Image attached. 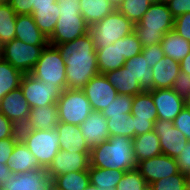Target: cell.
<instances>
[{"label":"cell","instance_id":"obj_59","mask_svg":"<svg viewBox=\"0 0 190 190\" xmlns=\"http://www.w3.org/2000/svg\"><path fill=\"white\" fill-rule=\"evenodd\" d=\"M3 54V44L0 42V58Z\"/></svg>","mask_w":190,"mask_h":190},{"label":"cell","instance_id":"obj_19","mask_svg":"<svg viewBox=\"0 0 190 190\" xmlns=\"http://www.w3.org/2000/svg\"><path fill=\"white\" fill-rule=\"evenodd\" d=\"M79 128L90 149L110 138L106 117L98 111L92 110Z\"/></svg>","mask_w":190,"mask_h":190},{"label":"cell","instance_id":"obj_42","mask_svg":"<svg viewBox=\"0 0 190 190\" xmlns=\"http://www.w3.org/2000/svg\"><path fill=\"white\" fill-rule=\"evenodd\" d=\"M184 101L190 98V74L180 70L171 88Z\"/></svg>","mask_w":190,"mask_h":190},{"label":"cell","instance_id":"obj_23","mask_svg":"<svg viewBox=\"0 0 190 190\" xmlns=\"http://www.w3.org/2000/svg\"><path fill=\"white\" fill-rule=\"evenodd\" d=\"M180 72V63L164 56L152 67L154 89H170Z\"/></svg>","mask_w":190,"mask_h":190},{"label":"cell","instance_id":"obj_30","mask_svg":"<svg viewBox=\"0 0 190 190\" xmlns=\"http://www.w3.org/2000/svg\"><path fill=\"white\" fill-rule=\"evenodd\" d=\"M60 13L59 1H56L53 6L37 7L32 12L37 27L47 39L52 36Z\"/></svg>","mask_w":190,"mask_h":190},{"label":"cell","instance_id":"obj_39","mask_svg":"<svg viewBox=\"0 0 190 190\" xmlns=\"http://www.w3.org/2000/svg\"><path fill=\"white\" fill-rule=\"evenodd\" d=\"M148 187L145 179L135 168L124 173L123 177L117 184L116 190H144Z\"/></svg>","mask_w":190,"mask_h":190},{"label":"cell","instance_id":"obj_58","mask_svg":"<svg viewBox=\"0 0 190 190\" xmlns=\"http://www.w3.org/2000/svg\"><path fill=\"white\" fill-rule=\"evenodd\" d=\"M172 0H159V3L169 4Z\"/></svg>","mask_w":190,"mask_h":190},{"label":"cell","instance_id":"obj_56","mask_svg":"<svg viewBox=\"0 0 190 190\" xmlns=\"http://www.w3.org/2000/svg\"><path fill=\"white\" fill-rule=\"evenodd\" d=\"M184 107L190 112V98L185 100V105Z\"/></svg>","mask_w":190,"mask_h":190},{"label":"cell","instance_id":"obj_11","mask_svg":"<svg viewBox=\"0 0 190 190\" xmlns=\"http://www.w3.org/2000/svg\"><path fill=\"white\" fill-rule=\"evenodd\" d=\"M133 128L135 137L153 131L154 122L158 119L152 94L143 91L136 94L132 102Z\"/></svg>","mask_w":190,"mask_h":190},{"label":"cell","instance_id":"obj_38","mask_svg":"<svg viewBox=\"0 0 190 190\" xmlns=\"http://www.w3.org/2000/svg\"><path fill=\"white\" fill-rule=\"evenodd\" d=\"M133 99L134 96L118 94L114 101H112L107 108L102 110L101 113L106 119L112 116H123L124 113H131Z\"/></svg>","mask_w":190,"mask_h":190},{"label":"cell","instance_id":"obj_55","mask_svg":"<svg viewBox=\"0 0 190 190\" xmlns=\"http://www.w3.org/2000/svg\"><path fill=\"white\" fill-rule=\"evenodd\" d=\"M84 190H100L98 187L89 184Z\"/></svg>","mask_w":190,"mask_h":190},{"label":"cell","instance_id":"obj_4","mask_svg":"<svg viewBox=\"0 0 190 190\" xmlns=\"http://www.w3.org/2000/svg\"><path fill=\"white\" fill-rule=\"evenodd\" d=\"M59 9L61 13L53 34L48 39L49 45L73 41L89 32V25L81 15L79 0L59 1Z\"/></svg>","mask_w":190,"mask_h":190},{"label":"cell","instance_id":"obj_47","mask_svg":"<svg viewBox=\"0 0 190 190\" xmlns=\"http://www.w3.org/2000/svg\"><path fill=\"white\" fill-rule=\"evenodd\" d=\"M173 125L190 141V112L185 107L173 120Z\"/></svg>","mask_w":190,"mask_h":190},{"label":"cell","instance_id":"obj_8","mask_svg":"<svg viewBox=\"0 0 190 190\" xmlns=\"http://www.w3.org/2000/svg\"><path fill=\"white\" fill-rule=\"evenodd\" d=\"M58 121L80 126L92 112L89 100L82 89H65L56 102Z\"/></svg>","mask_w":190,"mask_h":190},{"label":"cell","instance_id":"obj_40","mask_svg":"<svg viewBox=\"0 0 190 190\" xmlns=\"http://www.w3.org/2000/svg\"><path fill=\"white\" fill-rule=\"evenodd\" d=\"M187 180L181 171L169 177L157 180L149 185L151 190H186Z\"/></svg>","mask_w":190,"mask_h":190},{"label":"cell","instance_id":"obj_44","mask_svg":"<svg viewBox=\"0 0 190 190\" xmlns=\"http://www.w3.org/2000/svg\"><path fill=\"white\" fill-rule=\"evenodd\" d=\"M173 30L190 42V13H185L174 18Z\"/></svg>","mask_w":190,"mask_h":190},{"label":"cell","instance_id":"obj_48","mask_svg":"<svg viewBox=\"0 0 190 190\" xmlns=\"http://www.w3.org/2000/svg\"><path fill=\"white\" fill-rule=\"evenodd\" d=\"M168 8L174 18L190 13V0H172L168 4Z\"/></svg>","mask_w":190,"mask_h":190},{"label":"cell","instance_id":"obj_28","mask_svg":"<svg viewBox=\"0 0 190 190\" xmlns=\"http://www.w3.org/2000/svg\"><path fill=\"white\" fill-rule=\"evenodd\" d=\"M123 66L128 68L129 73L137 79L142 91L154 89L152 68L148 66V62L142 53L126 60Z\"/></svg>","mask_w":190,"mask_h":190},{"label":"cell","instance_id":"obj_27","mask_svg":"<svg viewBox=\"0 0 190 190\" xmlns=\"http://www.w3.org/2000/svg\"><path fill=\"white\" fill-rule=\"evenodd\" d=\"M132 143L136 163L162 154L159 137L154 130L134 137Z\"/></svg>","mask_w":190,"mask_h":190},{"label":"cell","instance_id":"obj_52","mask_svg":"<svg viewBox=\"0 0 190 190\" xmlns=\"http://www.w3.org/2000/svg\"><path fill=\"white\" fill-rule=\"evenodd\" d=\"M179 63L180 70L190 74V52Z\"/></svg>","mask_w":190,"mask_h":190},{"label":"cell","instance_id":"obj_61","mask_svg":"<svg viewBox=\"0 0 190 190\" xmlns=\"http://www.w3.org/2000/svg\"><path fill=\"white\" fill-rule=\"evenodd\" d=\"M151 3H157L159 0H150Z\"/></svg>","mask_w":190,"mask_h":190},{"label":"cell","instance_id":"obj_35","mask_svg":"<svg viewBox=\"0 0 190 190\" xmlns=\"http://www.w3.org/2000/svg\"><path fill=\"white\" fill-rule=\"evenodd\" d=\"M151 4L150 0H118L116 9L135 25L143 18Z\"/></svg>","mask_w":190,"mask_h":190},{"label":"cell","instance_id":"obj_53","mask_svg":"<svg viewBox=\"0 0 190 190\" xmlns=\"http://www.w3.org/2000/svg\"><path fill=\"white\" fill-rule=\"evenodd\" d=\"M57 0H37V7L53 6Z\"/></svg>","mask_w":190,"mask_h":190},{"label":"cell","instance_id":"obj_22","mask_svg":"<svg viewBox=\"0 0 190 190\" xmlns=\"http://www.w3.org/2000/svg\"><path fill=\"white\" fill-rule=\"evenodd\" d=\"M16 39L33 46H47L48 39L37 27L32 15L16 16Z\"/></svg>","mask_w":190,"mask_h":190},{"label":"cell","instance_id":"obj_32","mask_svg":"<svg viewBox=\"0 0 190 190\" xmlns=\"http://www.w3.org/2000/svg\"><path fill=\"white\" fill-rule=\"evenodd\" d=\"M88 173L91 185L98 187L100 190H116L117 184L125 171L90 166Z\"/></svg>","mask_w":190,"mask_h":190},{"label":"cell","instance_id":"obj_21","mask_svg":"<svg viewBox=\"0 0 190 190\" xmlns=\"http://www.w3.org/2000/svg\"><path fill=\"white\" fill-rule=\"evenodd\" d=\"M7 166L13 174L43 169L21 139L16 142L12 154L8 158Z\"/></svg>","mask_w":190,"mask_h":190},{"label":"cell","instance_id":"obj_10","mask_svg":"<svg viewBox=\"0 0 190 190\" xmlns=\"http://www.w3.org/2000/svg\"><path fill=\"white\" fill-rule=\"evenodd\" d=\"M20 88L30 108L56 104L62 91L54 84L49 85L30 74H23Z\"/></svg>","mask_w":190,"mask_h":190},{"label":"cell","instance_id":"obj_13","mask_svg":"<svg viewBox=\"0 0 190 190\" xmlns=\"http://www.w3.org/2000/svg\"><path fill=\"white\" fill-rule=\"evenodd\" d=\"M136 169L148 186L157 180L180 172L175 158L164 154L138 162Z\"/></svg>","mask_w":190,"mask_h":190},{"label":"cell","instance_id":"obj_17","mask_svg":"<svg viewBox=\"0 0 190 190\" xmlns=\"http://www.w3.org/2000/svg\"><path fill=\"white\" fill-rule=\"evenodd\" d=\"M157 109L158 119L173 121L182 111L185 101L171 88L149 91Z\"/></svg>","mask_w":190,"mask_h":190},{"label":"cell","instance_id":"obj_26","mask_svg":"<svg viewBox=\"0 0 190 190\" xmlns=\"http://www.w3.org/2000/svg\"><path fill=\"white\" fill-rule=\"evenodd\" d=\"M80 11L90 26L104 19L116 9L115 0H79Z\"/></svg>","mask_w":190,"mask_h":190},{"label":"cell","instance_id":"obj_29","mask_svg":"<svg viewBox=\"0 0 190 190\" xmlns=\"http://www.w3.org/2000/svg\"><path fill=\"white\" fill-rule=\"evenodd\" d=\"M107 80L116 88L118 94L135 96L142 93L139 82L122 66L116 70L104 74Z\"/></svg>","mask_w":190,"mask_h":190},{"label":"cell","instance_id":"obj_24","mask_svg":"<svg viewBox=\"0 0 190 190\" xmlns=\"http://www.w3.org/2000/svg\"><path fill=\"white\" fill-rule=\"evenodd\" d=\"M57 123L58 107L56 104H50L32 108L27 123L19 129L52 130Z\"/></svg>","mask_w":190,"mask_h":190},{"label":"cell","instance_id":"obj_34","mask_svg":"<svg viewBox=\"0 0 190 190\" xmlns=\"http://www.w3.org/2000/svg\"><path fill=\"white\" fill-rule=\"evenodd\" d=\"M23 73L0 58V100L20 86Z\"/></svg>","mask_w":190,"mask_h":190},{"label":"cell","instance_id":"obj_18","mask_svg":"<svg viewBox=\"0 0 190 190\" xmlns=\"http://www.w3.org/2000/svg\"><path fill=\"white\" fill-rule=\"evenodd\" d=\"M52 182L45 168L14 174L0 190H50Z\"/></svg>","mask_w":190,"mask_h":190},{"label":"cell","instance_id":"obj_49","mask_svg":"<svg viewBox=\"0 0 190 190\" xmlns=\"http://www.w3.org/2000/svg\"><path fill=\"white\" fill-rule=\"evenodd\" d=\"M175 160L182 173L190 167V141L186 142L185 147H183L180 154L175 157Z\"/></svg>","mask_w":190,"mask_h":190},{"label":"cell","instance_id":"obj_51","mask_svg":"<svg viewBox=\"0 0 190 190\" xmlns=\"http://www.w3.org/2000/svg\"><path fill=\"white\" fill-rule=\"evenodd\" d=\"M7 163V160H0V188L8 183L14 175Z\"/></svg>","mask_w":190,"mask_h":190},{"label":"cell","instance_id":"obj_46","mask_svg":"<svg viewBox=\"0 0 190 190\" xmlns=\"http://www.w3.org/2000/svg\"><path fill=\"white\" fill-rule=\"evenodd\" d=\"M9 5L17 15H32L36 9L37 0H11Z\"/></svg>","mask_w":190,"mask_h":190},{"label":"cell","instance_id":"obj_57","mask_svg":"<svg viewBox=\"0 0 190 190\" xmlns=\"http://www.w3.org/2000/svg\"><path fill=\"white\" fill-rule=\"evenodd\" d=\"M11 0H0V5H8Z\"/></svg>","mask_w":190,"mask_h":190},{"label":"cell","instance_id":"obj_50","mask_svg":"<svg viewBox=\"0 0 190 190\" xmlns=\"http://www.w3.org/2000/svg\"><path fill=\"white\" fill-rule=\"evenodd\" d=\"M20 138H7L0 140V160H7L12 154L16 142Z\"/></svg>","mask_w":190,"mask_h":190},{"label":"cell","instance_id":"obj_37","mask_svg":"<svg viewBox=\"0 0 190 190\" xmlns=\"http://www.w3.org/2000/svg\"><path fill=\"white\" fill-rule=\"evenodd\" d=\"M109 135L113 136H127L133 139L135 137V129L133 128V115L131 113H124L123 116H112L106 119Z\"/></svg>","mask_w":190,"mask_h":190},{"label":"cell","instance_id":"obj_54","mask_svg":"<svg viewBox=\"0 0 190 190\" xmlns=\"http://www.w3.org/2000/svg\"><path fill=\"white\" fill-rule=\"evenodd\" d=\"M187 181H190V167L184 172Z\"/></svg>","mask_w":190,"mask_h":190},{"label":"cell","instance_id":"obj_9","mask_svg":"<svg viewBox=\"0 0 190 190\" xmlns=\"http://www.w3.org/2000/svg\"><path fill=\"white\" fill-rule=\"evenodd\" d=\"M46 46H33L14 38L3 45L1 58L20 70L23 74H29L37 63L42 50Z\"/></svg>","mask_w":190,"mask_h":190},{"label":"cell","instance_id":"obj_33","mask_svg":"<svg viewBox=\"0 0 190 190\" xmlns=\"http://www.w3.org/2000/svg\"><path fill=\"white\" fill-rule=\"evenodd\" d=\"M57 190H84L90 184L88 170L68 172L51 180Z\"/></svg>","mask_w":190,"mask_h":190},{"label":"cell","instance_id":"obj_1","mask_svg":"<svg viewBox=\"0 0 190 190\" xmlns=\"http://www.w3.org/2000/svg\"><path fill=\"white\" fill-rule=\"evenodd\" d=\"M55 47L65 60L66 89H82L99 74L96 48L89 33Z\"/></svg>","mask_w":190,"mask_h":190},{"label":"cell","instance_id":"obj_3","mask_svg":"<svg viewBox=\"0 0 190 190\" xmlns=\"http://www.w3.org/2000/svg\"><path fill=\"white\" fill-rule=\"evenodd\" d=\"M174 28V17L168 5L152 3L143 18L134 25V33L143 47L161 44L164 34Z\"/></svg>","mask_w":190,"mask_h":190},{"label":"cell","instance_id":"obj_6","mask_svg":"<svg viewBox=\"0 0 190 190\" xmlns=\"http://www.w3.org/2000/svg\"><path fill=\"white\" fill-rule=\"evenodd\" d=\"M19 137L45 169L60 151L56 128L52 130L19 129Z\"/></svg>","mask_w":190,"mask_h":190},{"label":"cell","instance_id":"obj_5","mask_svg":"<svg viewBox=\"0 0 190 190\" xmlns=\"http://www.w3.org/2000/svg\"><path fill=\"white\" fill-rule=\"evenodd\" d=\"M134 32V24L117 9L101 21L89 26V34L96 49L108 47Z\"/></svg>","mask_w":190,"mask_h":190},{"label":"cell","instance_id":"obj_31","mask_svg":"<svg viewBox=\"0 0 190 190\" xmlns=\"http://www.w3.org/2000/svg\"><path fill=\"white\" fill-rule=\"evenodd\" d=\"M160 45L164 55L177 62H180L190 52V42L178 35L174 30L164 34Z\"/></svg>","mask_w":190,"mask_h":190},{"label":"cell","instance_id":"obj_36","mask_svg":"<svg viewBox=\"0 0 190 190\" xmlns=\"http://www.w3.org/2000/svg\"><path fill=\"white\" fill-rule=\"evenodd\" d=\"M17 14L8 5H0V42L4 45L15 38Z\"/></svg>","mask_w":190,"mask_h":190},{"label":"cell","instance_id":"obj_41","mask_svg":"<svg viewBox=\"0 0 190 190\" xmlns=\"http://www.w3.org/2000/svg\"><path fill=\"white\" fill-rule=\"evenodd\" d=\"M120 42L122 55L126 60L137 56L143 50V45L134 32L121 38Z\"/></svg>","mask_w":190,"mask_h":190},{"label":"cell","instance_id":"obj_45","mask_svg":"<svg viewBox=\"0 0 190 190\" xmlns=\"http://www.w3.org/2000/svg\"><path fill=\"white\" fill-rule=\"evenodd\" d=\"M141 53L151 68L165 56L160 44L145 46Z\"/></svg>","mask_w":190,"mask_h":190},{"label":"cell","instance_id":"obj_15","mask_svg":"<svg viewBox=\"0 0 190 190\" xmlns=\"http://www.w3.org/2000/svg\"><path fill=\"white\" fill-rule=\"evenodd\" d=\"M153 130L159 137L162 154L172 158L180 154L188 141L184 133L178 130L170 120L157 119L154 122Z\"/></svg>","mask_w":190,"mask_h":190},{"label":"cell","instance_id":"obj_62","mask_svg":"<svg viewBox=\"0 0 190 190\" xmlns=\"http://www.w3.org/2000/svg\"><path fill=\"white\" fill-rule=\"evenodd\" d=\"M144 190H151V188L148 186L147 188H145Z\"/></svg>","mask_w":190,"mask_h":190},{"label":"cell","instance_id":"obj_43","mask_svg":"<svg viewBox=\"0 0 190 190\" xmlns=\"http://www.w3.org/2000/svg\"><path fill=\"white\" fill-rule=\"evenodd\" d=\"M7 138H20L19 128L0 112V140Z\"/></svg>","mask_w":190,"mask_h":190},{"label":"cell","instance_id":"obj_7","mask_svg":"<svg viewBox=\"0 0 190 190\" xmlns=\"http://www.w3.org/2000/svg\"><path fill=\"white\" fill-rule=\"evenodd\" d=\"M29 74L49 85L54 84L61 91L66 89L65 60L55 46L48 44L42 50L40 58Z\"/></svg>","mask_w":190,"mask_h":190},{"label":"cell","instance_id":"obj_60","mask_svg":"<svg viewBox=\"0 0 190 190\" xmlns=\"http://www.w3.org/2000/svg\"><path fill=\"white\" fill-rule=\"evenodd\" d=\"M186 190H190V181H187L186 183Z\"/></svg>","mask_w":190,"mask_h":190},{"label":"cell","instance_id":"obj_14","mask_svg":"<svg viewBox=\"0 0 190 190\" xmlns=\"http://www.w3.org/2000/svg\"><path fill=\"white\" fill-rule=\"evenodd\" d=\"M90 167V152H70L60 150L46 169L52 180L68 172L84 171Z\"/></svg>","mask_w":190,"mask_h":190},{"label":"cell","instance_id":"obj_12","mask_svg":"<svg viewBox=\"0 0 190 190\" xmlns=\"http://www.w3.org/2000/svg\"><path fill=\"white\" fill-rule=\"evenodd\" d=\"M82 90L89 100L92 110L98 112L107 108L118 95L116 88L104 74L92 77Z\"/></svg>","mask_w":190,"mask_h":190},{"label":"cell","instance_id":"obj_2","mask_svg":"<svg viewBox=\"0 0 190 190\" xmlns=\"http://www.w3.org/2000/svg\"><path fill=\"white\" fill-rule=\"evenodd\" d=\"M90 166L121 171L133 170L137 163L134 157L132 139L127 136H113L90 152Z\"/></svg>","mask_w":190,"mask_h":190},{"label":"cell","instance_id":"obj_16","mask_svg":"<svg viewBox=\"0 0 190 190\" xmlns=\"http://www.w3.org/2000/svg\"><path fill=\"white\" fill-rule=\"evenodd\" d=\"M30 105L24 98L20 86L0 100V112L3 113L18 128H22L28 121Z\"/></svg>","mask_w":190,"mask_h":190},{"label":"cell","instance_id":"obj_25","mask_svg":"<svg viewBox=\"0 0 190 190\" xmlns=\"http://www.w3.org/2000/svg\"><path fill=\"white\" fill-rule=\"evenodd\" d=\"M96 56L99 74L121 68L126 62L124 55H122L120 39L108 47L96 49Z\"/></svg>","mask_w":190,"mask_h":190},{"label":"cell","instance_id":"obj_20","mask_svg":"<svg viewBox=\"0 0 190 190\" xmlns=\"http://www.w3.org/2000/svg\"><path fill=\"white\" fill-rule=\"evenodd\" d=\"M56 130L59 136L60 150L70 152H91L79 126L58 121Z\"/></svg>","mask_w":190,"mask_h":190}]
</instances>
